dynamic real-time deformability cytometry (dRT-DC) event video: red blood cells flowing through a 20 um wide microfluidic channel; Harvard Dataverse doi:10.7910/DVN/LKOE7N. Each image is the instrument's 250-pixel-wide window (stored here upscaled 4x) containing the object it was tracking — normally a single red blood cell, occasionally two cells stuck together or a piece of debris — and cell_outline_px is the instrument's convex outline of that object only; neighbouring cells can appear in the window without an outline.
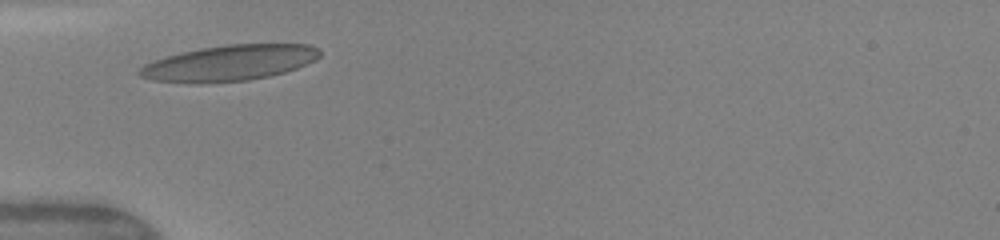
{"species": "human", "species_latin": "Homo sapiens", "temperature_condition": "warm", "stored_images_in_passage": 26, "camera_frame_rate_fps": 3000, "um_per_image_px": 0.085, "donor": {"sex": "female"}, "frame": {"image": 1, "passage_image": 1, "time_ms": 0.0, "image_size_px": [1000, 240], "cell_outline_px": [[320, 56], [316, 60], [296, 68], [284, 72], [268, 76], [248, 80], [204, 84], [192, 84], [152, 80], [140, 76], [136, 72], [144, 64], [168, 56], [200, 48], [228, 44], [308, 44], [320, 48]], "centroid_in_image_um": [19.5, 5.36], "position_along_channel_um": 65.5, "area_um2": 37.69}, "authors_computed_cell_mechanics": {"area_um2": 34.2465, "velocity_mm_per_s": 4.1184, "shape_relaxation_time_tau1_ms": 3.3901, "shape_relaxation_time_tau2_ms": 1.0601, "deformation_change_tau1": 0.1721, "deformation_change_tau2": 0.0814}}